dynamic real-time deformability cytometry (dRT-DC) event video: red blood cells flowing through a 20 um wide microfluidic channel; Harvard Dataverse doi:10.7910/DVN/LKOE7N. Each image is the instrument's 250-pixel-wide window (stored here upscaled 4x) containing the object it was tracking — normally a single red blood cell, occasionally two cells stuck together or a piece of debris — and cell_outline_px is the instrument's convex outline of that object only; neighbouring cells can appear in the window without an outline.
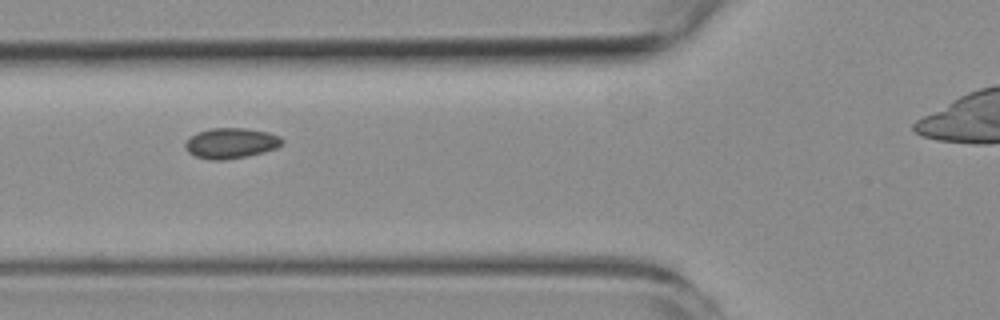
{"species": "common noctule bat (a hibernating species)", "species_latin": "Nyctalus noctula", "temperature_condition": "room temperature", "stored_images_in_passage": 3, "camera_frame_rate_fps": 3000, "um_per_image_px": 0.085, "animal": {"sex": "female", "body_mass_g": 19.3, "forearm_length_mm": 54.1}, "frame": {"image": 1, "passage_image": 2, "time_ms": 1.0, "image_size_px": [1000, 320], "cell_outline_px": [[284, 140], [276, 148], [264, 152], [248, 156], [224, 160], [212, 160], [196, 156], [188, 152], [184, 148], [184, 144], [196, 132], [212, 128], [248, 128], [268, 132], [280, 136]], "centroid_in_image_um": [19.63, 12.16], "position_along_channel_um": 106.2, "area_um2": 17.22}}